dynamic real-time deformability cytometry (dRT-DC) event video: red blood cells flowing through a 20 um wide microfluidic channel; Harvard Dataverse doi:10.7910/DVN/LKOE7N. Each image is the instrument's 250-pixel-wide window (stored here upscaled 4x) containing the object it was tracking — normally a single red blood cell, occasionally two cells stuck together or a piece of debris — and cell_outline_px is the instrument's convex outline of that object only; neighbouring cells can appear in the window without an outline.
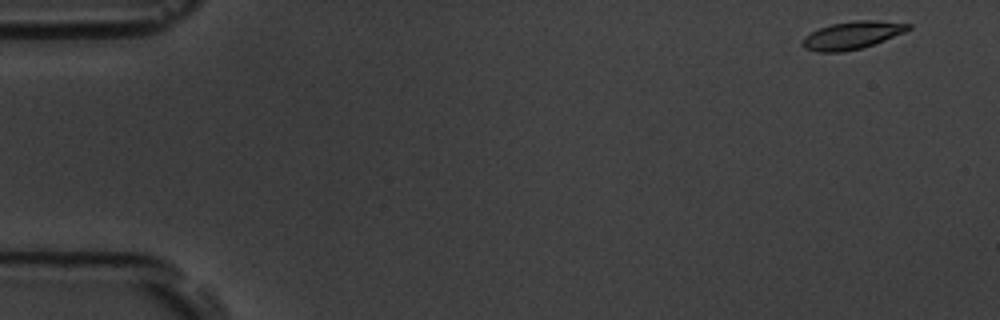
{"species": "common noctule bat (a hibernating species)", "species_latin": "Nyctalus noctula", "temperature_condition": "room temperature", "stored_images_in_passage": 53, "camera_frame_rate_fps": 3000, "um_per_image_px": 0.085, "animal": {"sex": "male", "body_mass_g": 19.5, "forearm_length_mm": 54.6}, "frame": {"image": 1, "passage_image": 1, "time_ms": 0.0, "image_size_px": [1000, 320], "cell_outline_px": [[912, 28], [904, 32], [884, 40], [860, 48], [840, 52], [816, 52], [804, 48], [800, 44], [804, 36], [820, 28], [832, 24], [856, 20], [876, 20], [912, 24]], "centroid_in_image_um": [72.41, 2.99], "position_along_channel_um": 12.6, "area_um2": 16.94}}
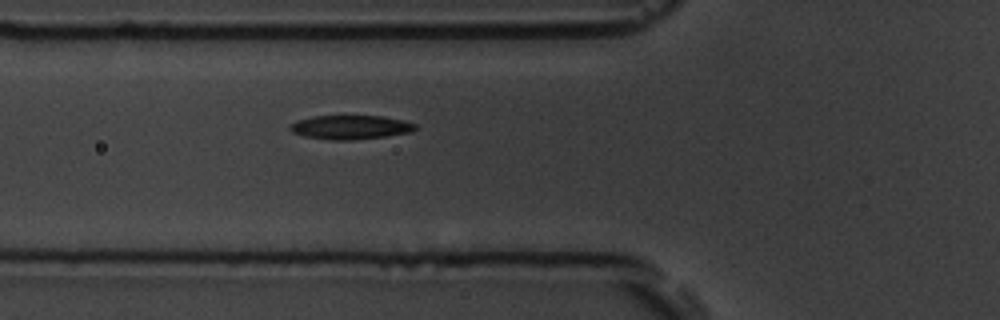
{"frame": {"image": 2, "passage_image": 18, "time_ms": 5.667, "image_size_px": [1000, 320], "cell_outline_px": [[416, 128], [412, 132], [384, 136], [352, 140], [332, 140], [304, 136], [292, 132], [288, 128], [288, 124], [296, 120], [312, 116], [380, 116], [400, 120], [416, 124]], "centroid_in_image_um": [29.71, 10.81], "position_along_channel_um": 96.1, "area_um2": 17.46}}
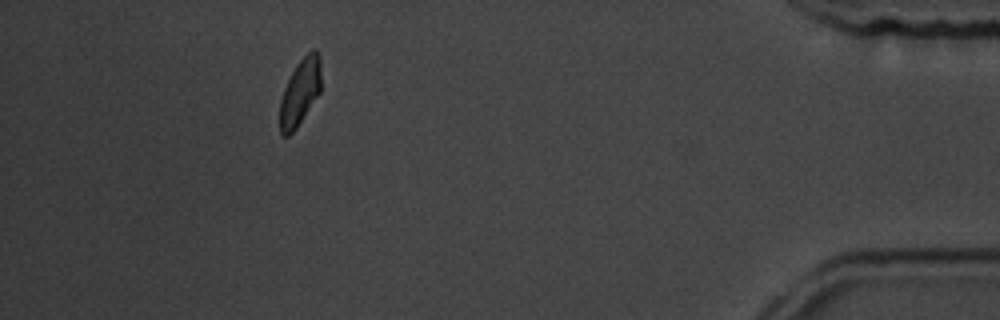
{"frame": {"image": 3, "passage_image": 48, "time_ms": 15.667, "image_size_px": [1000, 320], "cell_outline_px": [[320, 92], [296, 128], [288, 136], [284, 136], [280, 132], [280, 100], [284, 88], [296, 64], [312, 48], [316, 48], [320, 56]], "centroid_in_image_um": [25.51, 7.8], "position_along_channel_um": 409.7, "area_um2": 15.84}, "authors_computed_cell_mechanics": {"area_um2": 17.1088, "velocity_mm_per_s": 3.7016, "shape_relaxation_time_tau1_ms": 1.904, "shape_relaxation_time_tau2_ms": 2.7409, "deformation_change_tau1": 0.1013, "deformation_change_tau2": 0.0679}}